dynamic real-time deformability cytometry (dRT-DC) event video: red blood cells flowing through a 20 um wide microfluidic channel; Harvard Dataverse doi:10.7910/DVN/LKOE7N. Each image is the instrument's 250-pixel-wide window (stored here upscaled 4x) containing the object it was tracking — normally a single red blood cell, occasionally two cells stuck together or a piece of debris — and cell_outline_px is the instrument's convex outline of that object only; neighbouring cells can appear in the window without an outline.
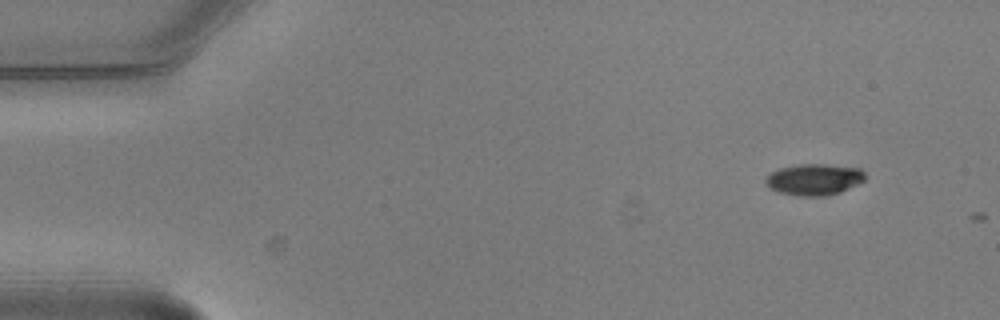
{"species": "common noctule bat (a hibernating species)", "species_latin": "Nyctalus noctula", "temperature_condition": "warm", "stored_images_in_passage": 3, "camera_frame_rate_fps": 3000, "um_per_image_px": 0.085, "animal": {"sex": "male", "body_mass_g": 20.5, "forearm_length_mm": 52.5}, "frame": {"image": 1, "passage_image": 1, "time_ms": 0.0, "image_size_px": [1000, 320], "cell_outline_px": [[864, 180], [840, 192], [828, 196], [796, 196], [780, 192], [772, 188], [764, 180], [772, 172], [780, 168], [800, 164], [828, 164], [860, 168], [864, 172]], "centroid_in_image_um": [69.22, 15.25], "position_along_channel_um": 15.8, "area_um2": 17.98}}